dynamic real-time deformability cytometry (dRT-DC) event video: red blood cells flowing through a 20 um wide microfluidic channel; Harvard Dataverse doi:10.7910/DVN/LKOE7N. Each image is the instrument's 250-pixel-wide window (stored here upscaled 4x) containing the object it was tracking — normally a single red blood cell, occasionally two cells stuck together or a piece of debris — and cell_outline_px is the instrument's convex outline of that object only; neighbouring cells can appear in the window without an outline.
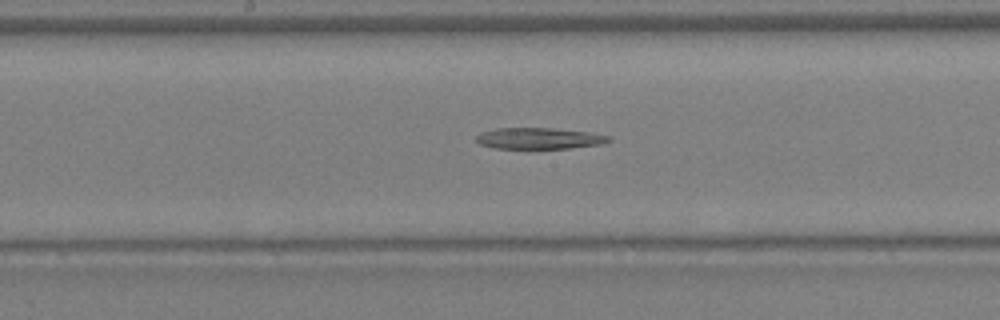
{"species": "Egyptian fruit bat (a non-hibernating species)", "species_latin": "Rousettus aegyptiacus", "temperature_condition": "warm", "stored_images_in_passage": 34, "segment_of_instrument_passage": [2, 2], "camera_frame_rate_fps": 3000, "um_per_image_px": 0.085, "animal": {"sex": "female"}, "frame": {"image": 1, "passage_image": 18, "time_ms": 5.667, "image_size_px": [1000, 320], "cell_outline_px": [[612, 140], [600, 144], [572, 148], [496, 148], [480, 144], [476, 140], [476, 136], [480, 132], [496, 128], [552, 128], [592, 132], [608, 136]], "centroid_in_image_um": [45.82, 11.75], "position_along_channel_um": 202.4, "area_um2": 16.36}}
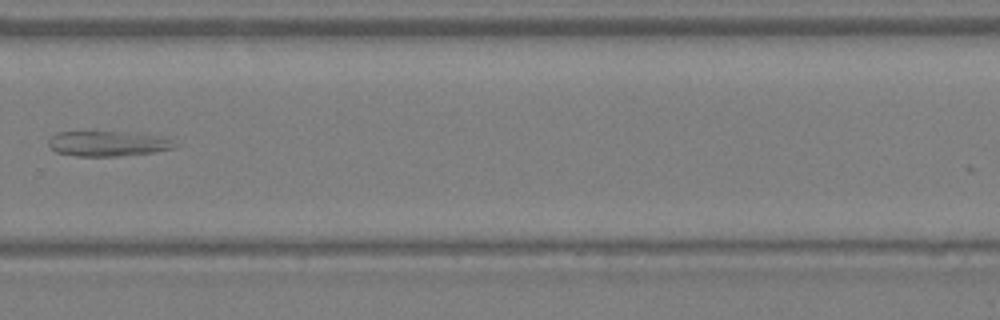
{"frame": {"image": 2, "passage_image": 24, "time_ms": 7.667, "image_size_px": [1000, 320], "cell_outline_px": [[180, 144], [176, 148], [152, 152], [120, 156], [76, 156], [56, 152], [48, 148], [48, 140], [56, 132], [136, 132], [156, 136], [172, 140]], "centroid_in_image_um": [9.17, 12.21], "position_along_channel_um": 320.6, "area_um2": 18.67}}
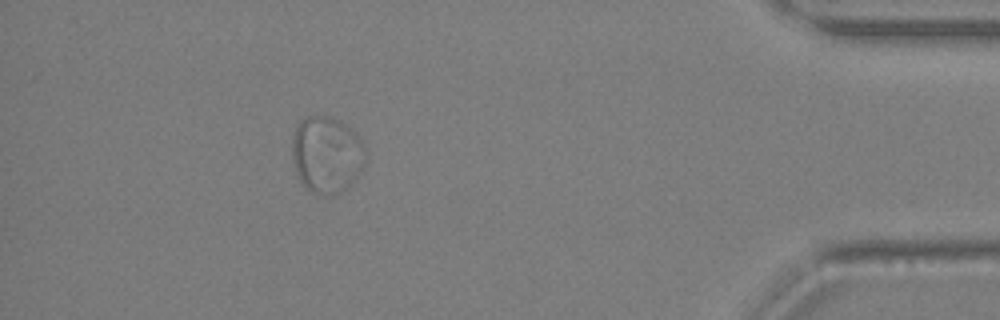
{"frame": {"image": 3, "passage_image": 31, "time_ms": 10.0, "image_size_px": [1000, 320], "cell_outline_px": [[368, 152], [364, 164], [360, 172], [340, 192], [328, 196], [324, 196], [312, 192], [300, 180], [292, 156], [292, 140], [296, 128], [300, 120], [308, 116], [328, 116], [352, 128], [356, 132], [368, 148]], "centroid_in_image_um": [27.8, 13.12], "position_along_channel_um": 407.4, "area_um2": 32.77}}